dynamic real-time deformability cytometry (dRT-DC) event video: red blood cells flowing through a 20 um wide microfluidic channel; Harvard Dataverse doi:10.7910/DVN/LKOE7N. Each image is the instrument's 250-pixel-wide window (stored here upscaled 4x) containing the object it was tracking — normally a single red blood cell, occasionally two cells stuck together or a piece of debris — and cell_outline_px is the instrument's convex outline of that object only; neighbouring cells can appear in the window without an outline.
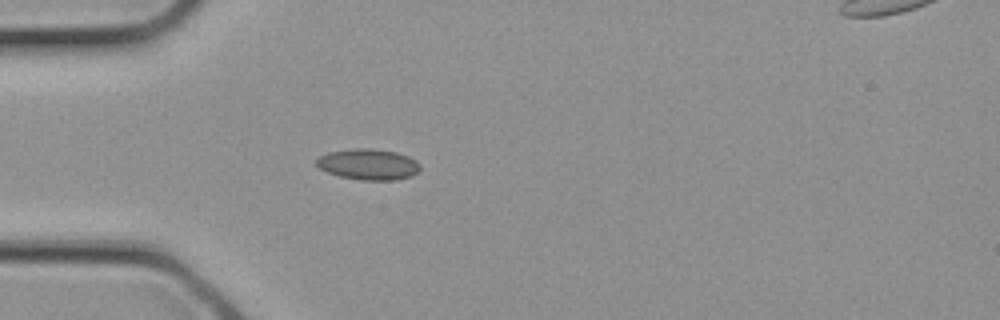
{"species": "common noctule bat (a hibernating species)", "species_latin": "Nyctalus noctula", "temperature_condition": "cold", "stored_images_in_passage": 4, "camera_frame_rate_fps": 3000, "um_per_image_px": 0.085, "animal": {"sex": "female", "body_mass_g": 21.9}, "frame": {"image": 1, "passage_image": 3, "time_ms": 0.667, "image_size_px": [1000, 320], "cell_outline_px": [[420, 168], [412, 176], [396, 180], [360, 180], [340, 176], [328, 172], [320, 168], [316, 164], [316, 160], [320, 156], [328, 152], [356, 148], [372, 148], [396, 152], [408, 156], [416, 160], [420, 164]], "centroid_in_image_um": [31.33, 13.97], "position_along_channel_um": 53.7, "area_um2": 18.67}}